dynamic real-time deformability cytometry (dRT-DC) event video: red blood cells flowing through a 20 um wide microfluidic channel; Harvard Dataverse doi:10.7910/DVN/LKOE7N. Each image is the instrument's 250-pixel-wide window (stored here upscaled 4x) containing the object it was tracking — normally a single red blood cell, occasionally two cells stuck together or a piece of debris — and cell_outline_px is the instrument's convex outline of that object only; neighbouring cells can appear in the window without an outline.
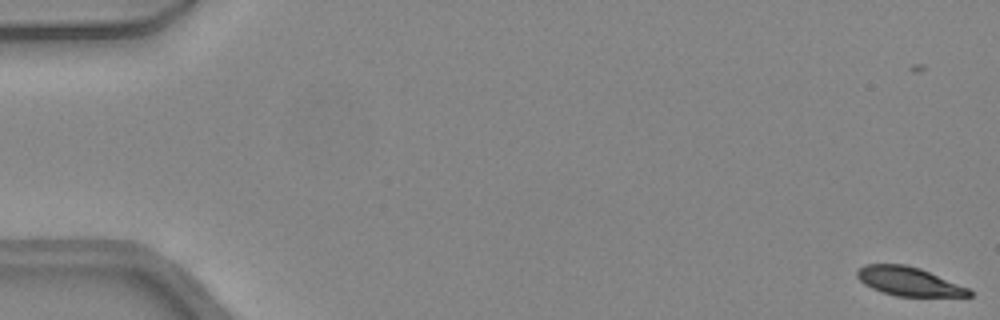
{"species": "common noctule bat (a hibernating species)", "species_latin": "Nyctalus noctula", "temperature_condition": "warm", "stored_images_in_passage": 48, "camera_frame_rate_fps": 3000, "um_per_image_px": 0.085, "animal": {"sex": "female", "body_mass_g": 24.6, "forearm_length_mm": 56.2}, "frame": {"image": 1, "passage_image": 1, "time_ms": 0.0, "image_size_px": [1000, 320], "cell_outline_px": [[972, 296], [896, 296], [880, 292], [864, 284], [856, 276], [856, 272], [864, 264], [904, 264], [920, 268], [968, 288], [972, 292]], "centroid_in_image_um": [77.21, 23.91], "position_along_channel_um": 7.8, "area_um2": 18.67}}
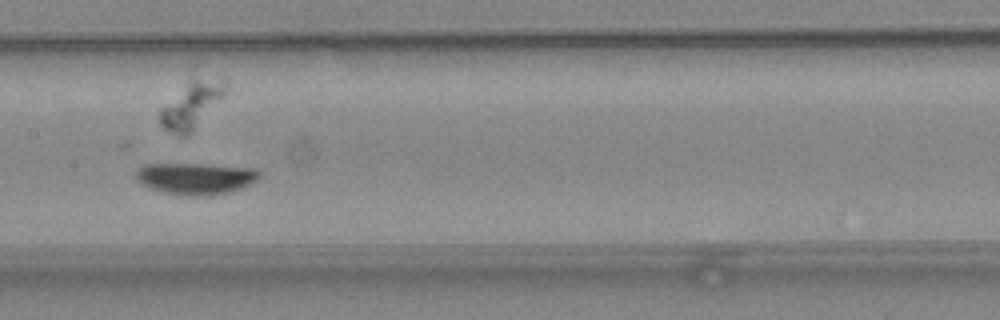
{"frame": {"image": 2, "passage_image": 25, "time_ms": 8.0, "image_size_px": [1000, 320], "cell_outline_px": [[260, 176], [256, 180], [240, 188], [228, 192], [212, 196], [184, 196], [164, 192], [152, 188], [136, 180], [136, 172], [144, 164], [200, 164], [256, 168], [260, 172]], "centroid_in_image_um": [16.64, 15.17], "position_along_channel_um": 190.8, "area_um2": 22.6}}
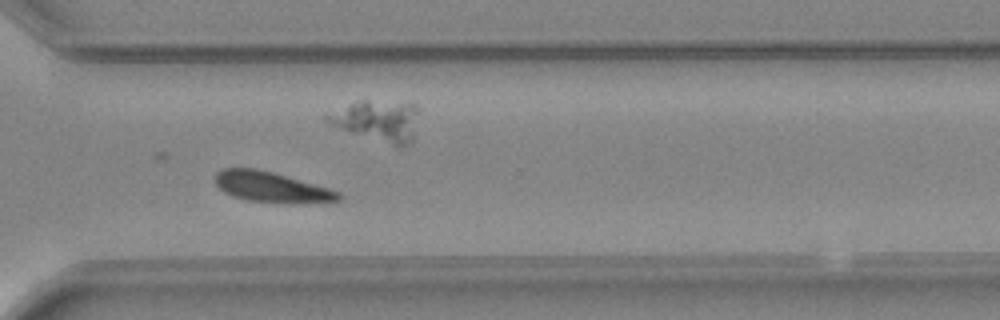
{"frame": {"image": 3, "passage_image": 36, "time_ms": 11.667, "image_size_px": [1000, 320], "cell_outline_px": [[344, 196], [340, 200], [300, 204], [296, 204], [248, 200], [232, 196], [224, 192], [216, 184], [212, 176], [216, 172], [224, 168], [256, 168], [272, 172], [328, 188], [340, 192]], "centroid_in_image_um": [23.06, 15.91], "position_along_channel_um": 347.5, "area_um2": 21.96}, "authors_computed_cell_mechanics": {"area_um2": 21.4149, "velocity_mm_per_s": 4.2829, "shape_relaxation_time_tau1_ms": 2.8077, "shape_relaxation_time_tau2_ms": null, "deformation_change_tau1": 0.1232, "deformation_change_tau2": null}}